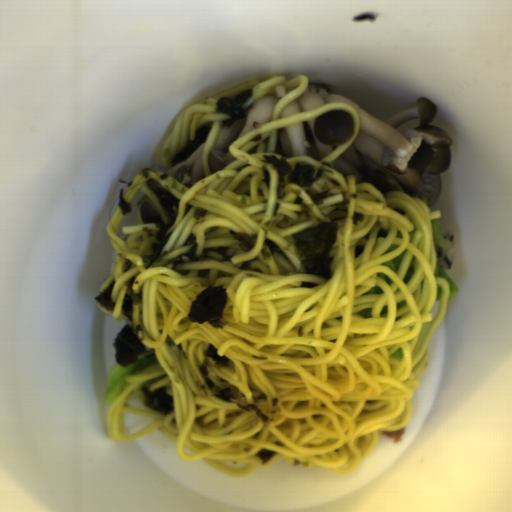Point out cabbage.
<instances>
[{
    "label": "cabbage",
    "mask_w": 512,
    "mask_h": 512,
    "mask_svg": "<svg viewBox=\"0 0 512 512\" xmlns=\"http://www.w3.org/2000/svg\"><path fill=\"white\" fill-rule=\"evenodd\" d=\"M157 362L154 352L147 354L142 359L136 360L135 363L127 367H121L115 361L108 372L106 389L103 396L104 402L107 405H112L118 396L123 392L128 375L135 374L143 368L150 366Z\"/></svg>",
    "instance_id": "obj_1"
},
{
    "label": "cabbage",
    "mask_w": 512,
    "mask_h": 512,
    "mask_svg": "<svg viewBox=\"0 0 512 512\" xmlns=\"http://www.w3.org/2000/svg\"><path fill=\"white\" fill-rule=\"evenodd\" d=\"M432 231H433V239H434V247H435V256H436V264L434 275L435 278L445 279L448 283L447 290V299L446 302L452 299L458 292L459 287L453 281V279L448 275L442 260L443 252L445 249L444 235L438 221L431 220Z\"/></svg>",
    "instance_id": "obj_2"
},
{
    "label": "cabbage",
    "mask_w": 512,
    "mask_h": 512,
    "mask_svg": "<svg viewBox=\"0 0 512 512\" xmlns=\"http://www.w3.org/2000/svg\"><path fill=\"white\" fill-rule=\"evenodd\" d=\"M406 250H404L403 252H401L399 255H397L396 257L382 263L383 265H385L386 267L392 269L394 271V273L397 275V272H398V269L405 257V254H406Z\"/></svg>",
    "instance_id": "obj_3"
},
{
    "label": "cabbage",
    "mask_w": 512,
    "mask_h": 512,
    "mask_svg": "<svg viewBox=\"0 0 512 512\" xmlns=\"http://www.w3.org/2000/svg\"><path fill=\"white\" fill-rule=\"evenodd\" d=\"M416 257L413 255L403 276L402 282L406 285L414 274Z\"/></svg>",
    "instance_id": "obj_4"
},
{
    "label": "cabbage",
    "mask_w": 512,
    "mask_h": 512,
    "mask_svg": "<svg viewBox=\"0 0 512 512\" xmlns=\"http://www.w3.org/2000/svg\"><path fill=\"white\" fill-rule=\"evenodd\" d=\"M135 400H145V398L142 395L139 387L129 394L126 402L127 401H135Z\"/></svg>",
    "instance_id": "obj_5"
},
{
    "label": "cabbage",
    "mask_w": 512,
    "mask_h": 512,
    "mask_svg": "<svg viewBox=\"0 0 512 512\" xmlns=\"http://www.w3.org/2000/svg\"><path fill=\"white\" fill-rule=\"evenodd\" d=\"M380 293H383V289H381L380 287H378L377 285L376 286H373V287H370L364 294H380Z\"/></svg>",
    "instance_id": "obj_6"
},
{
    "label": "cabbage",
    "mask_w": 512,
    "mask_h": 512,
    "mask_svg": "<svg viewBox=\"0 0 512 512\" xmlns=\"http://www.w3.org/2000/svg\"><path fill=\"white\" fill-rule=\"evenodd\" d=\"M358 316H362V317H371V310L370 308H364L358 312H356Z\"/></svg>",
    "instance_id": "obj_7"
},
{
    "label": "cabbage",
    "mask_w": 512,
    "mask_h": 512,
    "mask_svg": "<svg viewBox=\"0 0 512 512\" xmlns=\"http://www.w3.org/2000/svg\"><path fill=\"white\" fill-rule=\"evenodd\" d=\"M391 357L396 358L398 360H403V351L401 347L392 353Z\"/></svg>",
    "instance_id": "obj_8"
},
{
    "label": "cabbage",
    "mask_w": 512,
    "mask_h": 512,
    "mask_svg": "<svg viewBox=\"0 0 512 512\" xmlns=\"http://www.w3.org/2000/svg\"><path fill=\"white\" fill-rule=\"evenodd\" d=\"M436 290H437V296H436L435 302H441L442 295H443V290H442L441 286H439L438 284L436 286Z\"/></svg>",
    "instance_id": "obj_9"
},
{
    "label": "cabbage",
    "mask_w": 512,
    "mask_h": 512,
    "mask_svg": "<svg viewBox=\"0 0 512 512\" xmlns=\"http://www.w3.org/2000/svg\"><path fill=\"white\" fill-rule=\"evenodd\" d=\"M399 246L400 245H397V244H391L390 247L388 248V250L386 252H384L383 254H381V255H385V254H387L389 252L397 250Z\"/></svg>",
    "instance_id": "obj_10"
}]
</instances>
